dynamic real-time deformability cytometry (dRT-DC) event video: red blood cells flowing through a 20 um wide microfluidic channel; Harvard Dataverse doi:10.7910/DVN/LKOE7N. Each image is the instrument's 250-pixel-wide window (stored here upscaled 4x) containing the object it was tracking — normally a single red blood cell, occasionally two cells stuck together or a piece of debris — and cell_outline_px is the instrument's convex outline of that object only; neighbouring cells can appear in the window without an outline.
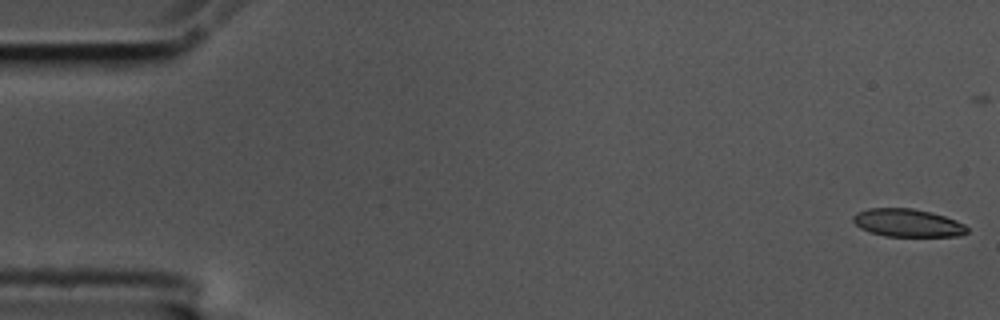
{"species": "common noctule bat (a hibernating species)", "species_latin": "Nyctalus noctula", "temperature_condition": "cold", "stored_images_in_passage": 51, "camera_frame_rate_fps": 3000, "um_per_image_px": 0.085, "animal": {"sex": "male", "body_mass_g": 17.5, "forearm_length_mm": 52.3}, "frame": {"image": 1, "passage_image": 1, "time_ms": 0.0, "image_size_px": [1000, 320], "cell_outline_px": [[968, 232], [960, 236], [884, 236], [868, 232], [860, 228], [852, 220], [852, 216], [856, 212], [868, 208], [912, 208], [932, 212], [956, 220], [964, 224], [968, 228]], "centroid_in_image_um": [77.12, 18.94], "position_along_channel_um": 7.9, "area_um2": 18.73}}
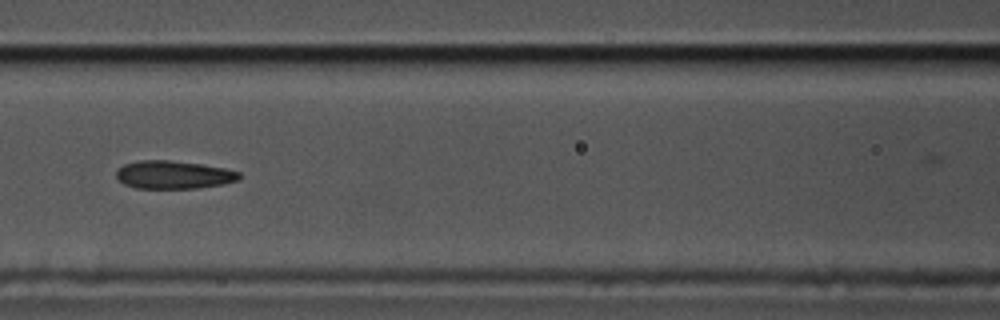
{"frame": {"image": 2, "passage_image": 25, "time_ms": 8.0, "image_size_px": [1000, 320], "cell_outline_px": [[240, 180], [224, 184], [196, 188], [136, 188], [124, 184], [116, 180], [116, 168], [124, 164], [140, 160], [168, 160], [200, 164], [224, 168], [240, 172]], "centroid_in_image_um": [14.72, 14.86], "position_along_channel_um": 151.9, "area_um2": 20.23}}
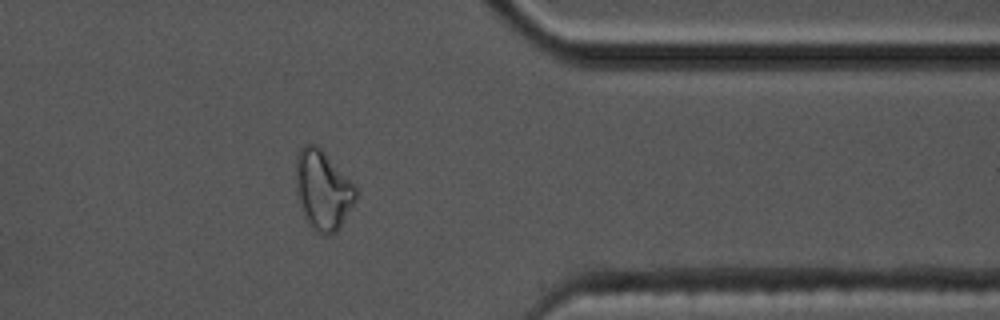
{"frame": {"image": 3, "passage_image": 46, "time_ms": 15.0, "image_size_px": [1000, 320], "cell_outline_px": [[356, 200], [340, 228], [336, 232], [324, 236], [316, 232], [308, 224], [304, 216], [296, 192], [296, 156], [300, 148], [304, 144], [312, 144], [320, 148], [356, 184]], "centroid_in_image_um": [27.45, 16.17], "position_along_channel_um": 383.9, "area_um2": 27.98}, "authors_computed_cell_mechanics": {"area_um2": 20.2878, "velocity_mm_per_s": 3.5091, "shape_relaxation_time_tau1_ms": null, "shape_relaxation_time_tau2_ms": 3.4549, "deformation_change_tau1": null, "deformation_change_tau2": 0.1173}}